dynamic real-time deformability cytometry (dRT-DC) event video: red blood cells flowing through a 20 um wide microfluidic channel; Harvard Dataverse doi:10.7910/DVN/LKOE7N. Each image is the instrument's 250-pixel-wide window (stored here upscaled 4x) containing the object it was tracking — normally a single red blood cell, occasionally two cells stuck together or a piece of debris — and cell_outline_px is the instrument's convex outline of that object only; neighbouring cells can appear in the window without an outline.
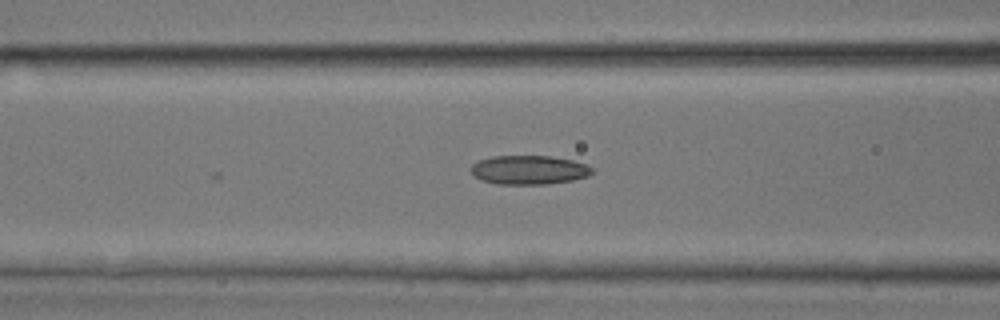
{"species": "common noctule bat (a hibernating species)", "species_latin": "Nyctalus noctula", "temperature_condition": "room temperature", "stored_images_in_passage": 18, "camera_frame_rate_fps": 3000, "um_per_image_px": 0.085, "animal": {"sex": "male", "body_mass_g": 17.9, "forearm_length_mm": 54.2}, "frame": {"image": 1, "passage_image": 18, "time_ms": 5.667, "image_size_px": [1000, 320], "cell_outline_px": [[592, 172], [588, 176], [572, 180], [544, 184], [496, 184], [480, 180], [472, 176], [472, 164], [480, 160], [492, 156], [552, 156], [572, 160], [588, 164], [592, 168]], "centroid_in_image_um": [44.95, 14.44], "position_along_channel_um": 121.7, "area_um2": 20.52}}